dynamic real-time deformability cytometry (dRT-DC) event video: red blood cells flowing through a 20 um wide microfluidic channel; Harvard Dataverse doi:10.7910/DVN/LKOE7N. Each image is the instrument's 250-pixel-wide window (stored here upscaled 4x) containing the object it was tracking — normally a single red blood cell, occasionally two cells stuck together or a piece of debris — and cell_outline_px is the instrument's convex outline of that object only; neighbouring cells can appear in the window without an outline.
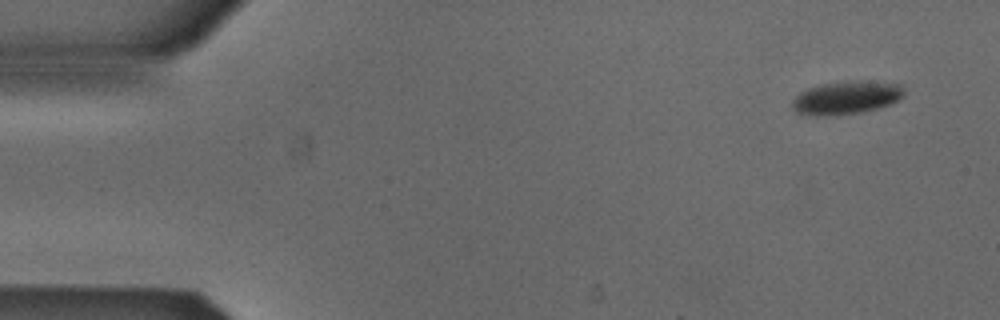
{"species": "Egyptian fruit bat (a non-hibernating species)", "species_latin": "Rousettus aegyptiacus", "temperature_condition": "cold", "stored_images_in_passage": 5, "camera_frame_rate_fps": 3000, "um_per_image_px": 0.085, "animal": {"sex": "male"}, "frame": {"image": 1, "passage_image": 1, "time_ms": 0.0, "image_size_px": [1000, 320], "cell_outline_px": [[904, 96], [888, 104], [876, 108], [860, 112], [836, 116], [808, 116], [796, 112], [792, 108], [792, 100], [800, 92], [808, 88], [820, 84], [848, 80], [904, 84]], "centroid_in_image_um": [71.89, 8.3], "position_along_channel_um": 13.1, "area_um2": 21.79}}
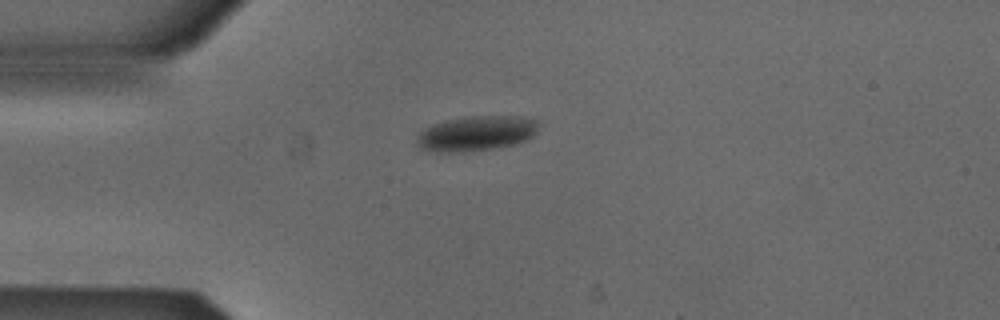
{"frame": {"image": 2, "passage_image": 4, "time_ms": 1.0, "image_size_px": [1000, 320], "cell_outline_px": [[540, 124], [536, 132], [532, 136], [524, 140], [512, 144], [488, 148], [460, 152], [440, 152], [420, 148], [416, 144], [416, 136], [424, 128], [432, 124], [448, 120], [468, 116], [520, 116], [536, 120]], "centroid_in_image_um": [40.45, 11.32], "position_along_channel_um": 44.5, "area_um2": 24.57}}
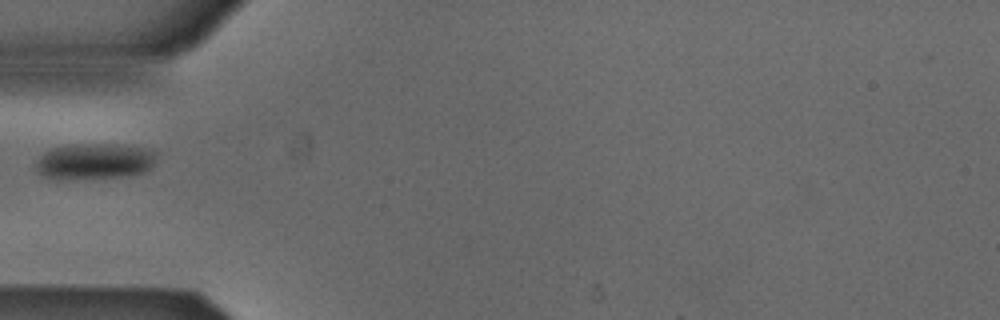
{"frame": {"image": 3, "passage_image": 5, "time_ms": 1.333, "image_size_px": [1000, 320], "cell_outline_px": [[156, 156], [152, 164], [144, 172], [120, 176], [44, 176], [36, 168], [36, 160], [44, 152], [52, 148], [68, 144], [116, 144], [144, 148], [156, 152]], "centroid_in_image_um": [8.05, 13.64], "position_along_channel_um": 76.9, "area_um2": 24.04}}